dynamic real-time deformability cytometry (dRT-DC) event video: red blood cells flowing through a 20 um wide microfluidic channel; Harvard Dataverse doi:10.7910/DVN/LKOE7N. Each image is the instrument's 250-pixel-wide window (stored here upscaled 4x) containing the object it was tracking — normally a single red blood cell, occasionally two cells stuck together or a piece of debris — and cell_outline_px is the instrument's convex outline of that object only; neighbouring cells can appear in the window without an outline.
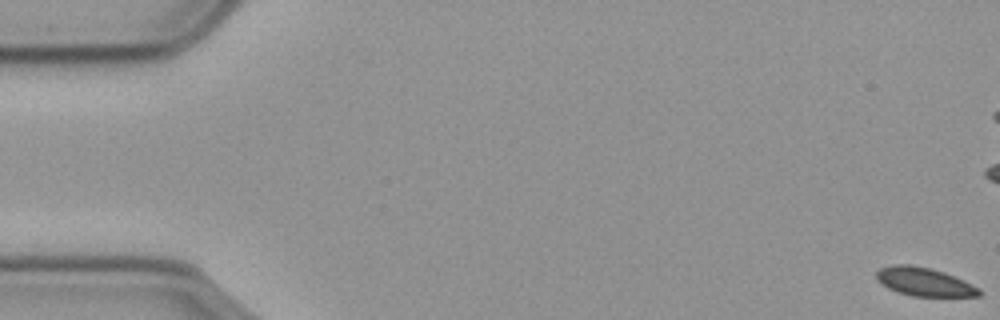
{"species": "common noctule bat (a hibernating species)", "species_latin": "Nyctalus noctula", "temperature_condition": "cold", "stored_images_in_passage": 59, "camera_frame_rate_fps": 3000, "um_per_image_px": 0.085, "animal": {"sex": "male", "body_mass_g": 23.1, "forearm_length_mm": 52.7}, "frame": {"image": 1, "passage_image": 1, "time_ms": 0.0, "image_size_px": [1000, 320], "cell_outline_px": [[980, 296], [912, 296], [888, 288], [880, 284], [876, 280], [876, 272], [880, 268], [892, 264], [908, 264], [932, 268], [944, 272], [964, 280], [980, 288]], "centroid_in_image_um": [78.53, 23.94], "position_along_channel_um": 6.5, "area_um2": 17.11}}
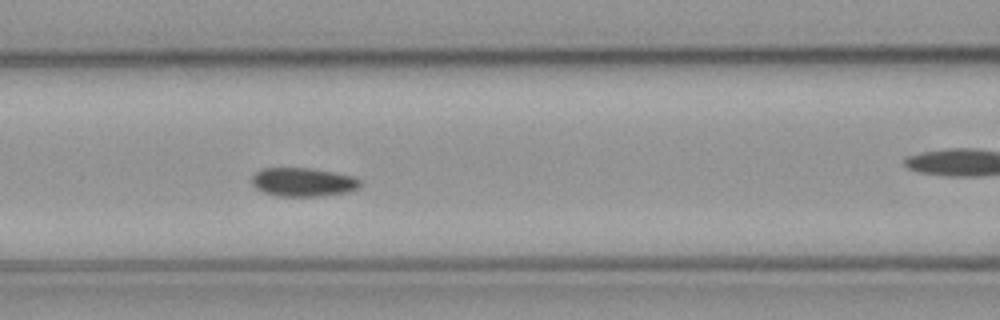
{"frame": {"image": 2, "passage_image": 25, "time_ms": 8.0, "image_size_px": [1000, 320], "cell_outline_px": [[360, 188], [348, 192], [320, 196], [276, 196], [264, 192], [256, 188], [252, 184], [252, 176], [256, 172], [264, 168], [312, 168], [352, 176], [360, 180]], "centroid_in_image_um": [25.76, 15.48], "position_along_channel_um": 140.8, "area_um2": 18.09}}
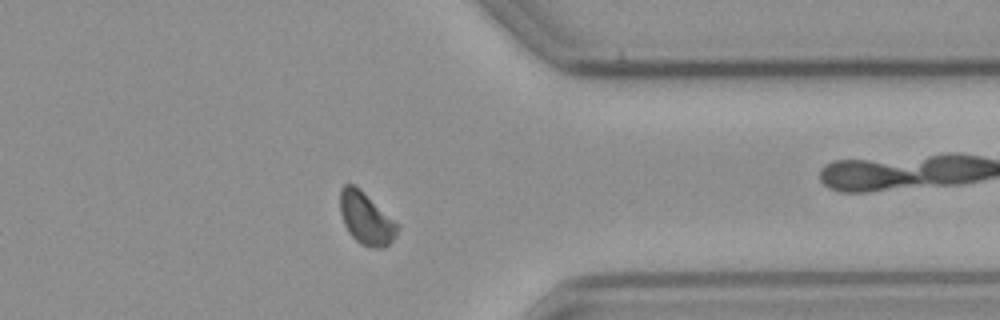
{"frame": {"image": 3, "passage_image": 46, "time_ms": 15.0, "image_size_px": [1000, 320], "cell_outline_px": [[400, 228], [396, 236], [384, 248], [372, 248], [360, 244], [348, 232], [344, 224], [340, 212], [340, 188], [344, 184], [352, 184], [360, 188], [400, 224]], "centroid_in_image_um": [31.14, 18.56], "position_along_channel_um": 380.3, "area_um2": 17.74}, "authors_computed_cell_mechanics": {"area_um2": 17.7446, "velocity_mm_per_s": 3.5715, "shape_relaxation_time_tau1_ms": 7.1492, "shape_relaxation_time_tau2_ms": 8.2817, "deformation_change_tau1": 0.1132, "deformation_change_tau2": 0.083}}